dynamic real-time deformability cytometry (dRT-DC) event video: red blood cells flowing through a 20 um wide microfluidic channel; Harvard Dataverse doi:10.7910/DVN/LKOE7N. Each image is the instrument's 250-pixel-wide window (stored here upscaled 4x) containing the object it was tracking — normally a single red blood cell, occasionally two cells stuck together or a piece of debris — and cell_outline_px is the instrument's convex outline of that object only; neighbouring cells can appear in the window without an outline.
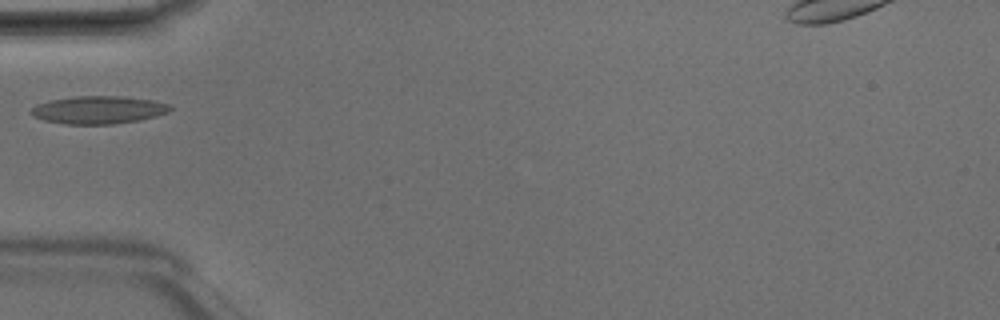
{"species": "Egyptian fruit bat (a non-hibernating species)", "species_latin": "Rousettus aegyptiacus", "temperature_condition": "room temperature", "stored_images_in_passage": 1, "camera_frame_rate_fps": 3000, "um_per_image_px": 0.085, "animal": {"sex": "male"}, "frame": {"image": 1, "passage_image": 1, "time_ms": 0.0, "image_size_px": [1000, 320], "cell_outline_px": [[172, 108], [168, 112], [156, 116], [140, 120], [112, 124], [64, 124], [44, 120], [32, 116], [28, 112], [36, 104], [52, 100], [76, 96], [124, 96], [152, 100], [172, 104]], "centroid_in_image_um": [8.38, 9.34], "position_along_channel_um": 76.6, "area_um2": 22.66}}